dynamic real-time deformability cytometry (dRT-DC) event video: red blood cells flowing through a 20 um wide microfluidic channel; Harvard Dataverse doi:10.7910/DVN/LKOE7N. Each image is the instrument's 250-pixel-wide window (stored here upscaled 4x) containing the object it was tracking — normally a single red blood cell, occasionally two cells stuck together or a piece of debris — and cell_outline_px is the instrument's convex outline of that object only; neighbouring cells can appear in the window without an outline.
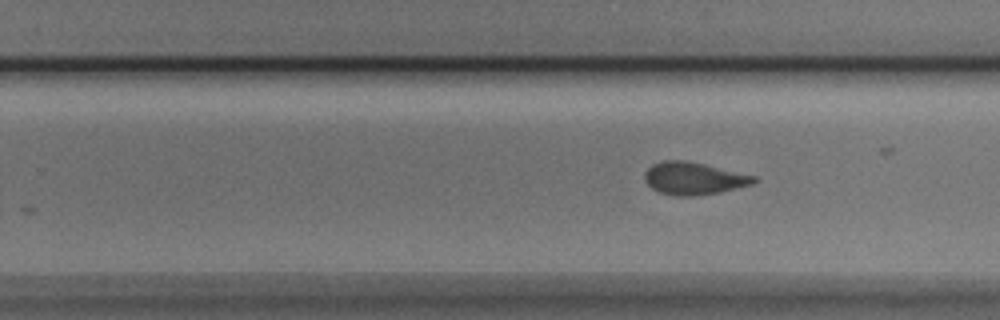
{"species": "Egyptian fruit bat (a non-hibernating species)", "species_latin": "Rousettus aegyptiacus", "temperature_condition": "cold", "stored_images_in_passage": 8, "camera_frame_rate_fps": 3000, "um_per_image_px": 0.085, "animal": {"sex": "male"}, "frame": {"image": 1, "passage_image": 8, "time_ms": 2.333, "image_size_px": [1000, 320], "cell_outline_px": [[760, 180], [752, 184], [720, 192], [692, 196], [676, 196], [660, 192], [652, 188], [644, 180], [644, 172], [652, 164], [660, 160], [684, 160], [704, 164], [756, 176]], "centroid_in_image_um": [58.95, 15.16], "position_along_channel_um": 270.8, "area_um2": 20.69}}